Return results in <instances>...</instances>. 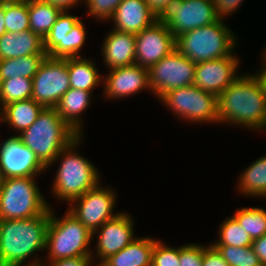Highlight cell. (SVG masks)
<instances>
[{"label":"cell","instance_id":"6da1fadb","mask_svg":"<svg viewBox=\"0 0 266 266\" xmlns=\"http://www.w3.org/2000/svg\"><path fill=\"white\" fill-rule=\"evenodd\" d=\"M218 123L266 129V95L254 74L240 76L217 96Z\"/></svg>","mask_w":266,"mask_h":266},{"label":"cell","instance_id":"7a4b0ae2","mask_svg":"<svg viewBox=\"0 0 266 266\" xmlns=\"http://www.w3.org/2000/svg\"><path fill=\"white\" fill-rule=\"evenodd\" d=\"M49 220L50 209L28 219H0V266H23L32 254L44 251Z\"/></svg>","mask_w":266,"mask_h":266},{"label":"cell","instance_id":"3957f363","mask_svg":"<svg viewBox=\"0 0 266 266\" xmlns=\"http://www.w3.org/2000/svg\"><path fill=\"white\" fill-rule=\"evenodd\" d=\"M81 139L82 135L74 139L60 151L51 164L60 158L61 163L52 185L53 195L60 200H66L69 204L100 184L101 177L93 163L75 151L83 141Z\"/></svg>","mask_w":266,"mask_h":266},{"label":"cell","instance_id":"277c9868","mask_svg":"<svg viewBox=\"0 0 266 266\" xmlns=\"http://www.w3.org/2000/svg\"><path fill=\"white\" fill-rule=\"evenodd\" d=\"M18 136L49 168L60 151L79 134L59 116L55 108H43L36 121Z\"/></svg>","mask_w":266,"mask_h":266},{"label":"cell","instance_id":"5b68a950","mask_svg":"<svg viewBox=\"0 0 266 266\" xmlns=\"http://www.w3.org/2000/svg\"><path fill=\"white\" fill-rule=\"evenodd\" d=\"M224 20L190 30L175 39L176 49L197 63L230 56L236 48L235 33Z\"/></svg>","mask_w":266,"mask_h":266},{"label":"cell","instance_id":"8992f818","mask_svg":"<svg viewBox=\"0 0 266 266\" xmlns=\"http://www.w3.org/2000/svg\"><path fill=\"white\" fill-rule=\"evenodd\" d=\"M92 239H96L93 238V233L68 210L62 218H57L52 207L50 208L45 246L48 261L93 257L94 251L90 247Z\"/></svg>","mask_w":266,"mask_h":266},{"label":"cell","instance_id":"52a82bcc","mask_svg":"<svg viewBox=\"0 0 266 266\" xmlns=\"http://www.w3.org/2000/svg\"><path fill=\"white\" fill-rule=\"evenodd\" d=\"M34 180L35 177L4 179L0 190V219H28L44 215L51 208Z\"/></svg>","mask_w":266,"mask_h":266},{"label":"cell","instance_id":"ba28073f","mask_svg":"<svg viewBox=\"0 0 266 266\" xmlns=\"http://www.w3.org/2000/svg\"><path fill=\"white\" fill-rule=\"evenodd\" d=\"M159 100L180 119L198 124L218 123L217 96L194 85L172 89Z\"/></svg>","mask_w":266,"mask_h":266},{"label":"cell","instance_id":"9c48e42d","mask_svg":"<svg viewBox=\"0 0 266 266\" xmlns=\"http://www.w3.org/2000/svg\"><path fill=\"white\" fill-rule=\"evenodd\" d=\"M213 0H171L157 16L174 38L218 21Z\"/></svg>","mask_w":266,"mask_h":266},{"label":"cell","instance_id":"30bf717a","mask_svg":"<svg viewBox=\"0 0 266 266\" xmlns=\"http://www.w3.org/2000/svg\"><path fill=\"white\" fill-rule=\"evenodd\" d=\"M31 98L44 108H55L70 89L67 58L46 56L32 79Z\"/></svg>","mask_w":266,"mask_h":266},{"label":"cell","instance_id":"8fae6325","mask_svg":"<svg viewBox=\"0 0 266 266\" xmlns=\"http://www.w3.org/2000/svg\"><path fill=\"white\" fill-rule=\"evenodd\" d=\"M195 67V62L174 49L148 69L151 92L160 98L172 89L193 85Z\"/></svg>","mask_w":266,"mask_h":266},{"label":"cell","instance_id":"7c38bea8","mask_svg":"<svg viewBox=\"0 0 266 266\" xmlns=\"http://www.w3.org/2000/svg\"><path fill=\"white\" fill-rule=\"evenodd\" d=\"M114 192L100 183L68 204V211L93 233L119 214L113 211L117 196Z\"/></svg>","mask_w":266,"mask_h":266},{"label":"cell","instance_id":"4fadbf2b","mask_svg":"<svg viewBox=\"0 0 266 266\" xmlns=\"http://www.w3.org/2000/svg\"><path fill=\"white\" fill-rule=\"evenodd\" d=\"M176 49L168 27L158 21L135 34V64L149 69Z\"/></svg>","mask_w":266,"mask_h":266},{"label":"cell","instance_id":"5bb4252c","mask_svg":"<svg viewBox=\"0 0 266 266\" xmlns=\"http://www.w3.org/2000/svg\"><path fill=\"white\" fill-rule=\"evenodd\" d=\"M1 144V143H0ZM0 169L4 179L36 177L47 168L18 135L8 137L0 145Z\"/></svg>","mask_w":266,"mask_h":266},{"label":"cell","instance_id":"9a60e30c","mask_svg":"<svg viewBox=\"0 0 266 266\" xmlns=\"http://www.w3.org/2000/svg\"><path fill=\"white\" fill-rule=\"evenodd\" d=\"M239 62L232 53L220 59L197 63L193 85L218 96L240 76L236 75Z\"/></svg>","mask_w":266,"mask_h":266},{"label":"cell","instance_id":"2e32d148","mask_svg":"<svg viewBox=\"0 0 266 266\" xmlns=\"http://www.w3.org/2000/svg\"><path fill=\"white\" fill-rule=\"evenodd\" d=\"M134 219L127 213L119 214L106 221L99 229L93 232V237H97L95 256L100 260L98 266L109 256L118 253L131 243L134 236Z\"/></svg>","mask_w":266,"mask_h":266},{"label":"cell","instance_id":"e0dca14e","mask_svg":"<svg viewBox=\"0 0 266 266\" xmlns=\"http://www.w3.org/2000/svg\"><path fill=\"white\" fill-rule=\"evenodd\" d=\"M103 82L105 98H125L145 88L151 93L148 69L137 64L110 69Z\"/></svg>","mask_w":266,"mask_h":266},{"label":"cell","instance_id":"ac0fdd59","mask_svg":"<svg viewBox=\"0 0 266 266\" xmlns=\"http://www.w3.org/2000/svg\"><path fill=\"white\" fill-rule=\"evenodd\" d=\"M114 30L137 34L157 21L145 0H122L110 18Z\"/></svg>","mask_w":266,"mask_h":266},{"label":"cell","instance_id":"d6986e66","mask_svg":"<svg viewBox=\"0 0 266 266\" xmlns=\"http://www.w3.org/2000/svg\"><path fill=\"white\" fill-rule=\"evenodd\" d=\"M104 62L110 69L135 64V34L111 30L101 48Z\"/></svg>","mask_w":266,"mask_h":266},{"label":"cell","instance_id":"ffe728a7","mask_svg":"<svg viewBox=\"0 0 266 266\" xmlns=\"http://www.w3.org/2000/svg\"><path fill=\"white\" fill-rule=\"evenodd\" d=\"M28 55H47L43 39L32 30L6 32L0 37V60Z\"/></svg>","mask_w":266,"mask_h":266},{"label":"cell","instance_id":"44dd1931","mask_svg":"<svg viewBox=\"0 0 266 266\" xmlns=\"http://www.w3.org/2000/svg\"><path fill=\"white\" fill-rule=\"evenodd\" d=\"M157 239L137 237L124 249L109 256L99 266H151Z\"/></svg>","mask_w":266,"mask_h":266},{"label":"cell","instance_id":"7402d4cb","mask_svg":"<svg viewBox=\"0 0 266 266\" xmlns=\"http://www.w3.org/2000/svg\"><path fill=\"white\" fill-rule=\"evenodd\" d=\"M92 93L70 88L60 99L55 109L59 116L79 135H82L81 116L90 105Z\"/></svg>","mask_w":266,"mask_h":266},{"label":"cell","instance_id":"603a6c76","mask_svg":"<svg viewBox=\"0 0 266 266\" xmlns=\"http://www.w3.org/2000/svg\"><path fill=\"white\" fill-rule=\"evenodd\" d=\"M44 107L32 98L12 102L0 109V122L8 123L15 131L21 134L29 128L37 119Z\"/></svg>","mask_w":266,"mask_h":266},{"label":"cell","instance_id":"cb8c5ba5","mask_svg":"<svg viewBox=\"0 0 266 266\" xmlns=\"http://www.w3.org/2000/svg\"><path fill=\"white\" fill-rule=\"evenodd\" d=\"M67 69L70 78V88L93 92L102 83V74L92 60L83 57H68Z\"/></svg>","mask_w":266,"mask_h":266},{"label":"cell","instance_id":"d4e9b609","mask_svg":"<svg viewBox=\"0 0 266 266\" xmlns=\"http://www.w3.org/2000/svg\"><path fill=\"white\" fill-rule=\"evenodd\" d=\"M238 187L243 195L266 197V155L260 157L245 169L238 179Z\"/></svg>","mask_w":266,"mask_h":266},{"label":"cell","instance_id":"484cf974","mask_svg":"<svg viewBox=\"0 0 266 266\" xmlns=\"http://www.w3.org/2000/svg\"><path fill=\"white\" fill-rule=\"evenodd\" d=\"M28 13L30 30L44 39L55 24L61 10L43 0H28Z\"/></svg>","mask_w":266,"mask_h":266},{"label":"cell","instance_id":"4316f807","mask_svg":"<svg viewBox=\"0 0 266 266\" xmlns=\"http://www.w3.org/2000/svg\"><path fill=\"white\" fill-rule=\"evenodd\" d=\"M47 55H28L0 60V81L26 77L33 79Z\"/></svg>","mask_w":266,"mask_h":266},{"label":"cell","instance_id":"83f0119b","mask_svg":"<svg viewBox=\"0 0 266 266\" xmlns=\"http://www.w3.org/2000/svg\"><path fill=\"white\" fill-rule=\"evenodd\" d=\"M86 34V29L80 19L63 38V43H58L47 56L52 58L80 57Z\"/></svg>","mask_w":266,"mask_h":266},{"label":"cell","instance_id":"f1b7e54d","mask_svg":"<svg viewBox=\"0 0 266 266\" xmlns=\"http://www.w3.org/2000/svg\"><path fill=\"white\" fill-rule=\"evenodd\" d=\"M252 240L266 234V210L260 207H243L232 215Z\"/></svg>","mask_w":266,"mask_h":266},{"label":"cell","instance_id":"f546056e","mask_svg":"<svg viewBox=\"0 0 266 266\" xmlns=\"http://www.w3.org/2000/svg\"><path fill=\"white\" fill-rule=\"evenodd\" d=\"M32 89V79L26 77L0 81L1 109L12 102L31 99Z\"/></svg>","mask_w":266,"mask_h":266},{"label":"cell","instance_id":"4dcf8cb0","mask_svg":"<svg viewBox=\"0 0 266 266\" xmlns=\"http://www.w3.org/2000/svg\"><path fill=\"white\" fill-rule=\"evenodd\" d=\"M253 240L245 229L230 216L226 218L219 228V240L212 245H229L234 247H252Z\"/></svg>","mask_w":266,"mask_h":266},{"label":"cell","instance_id":"1f68e13d","mask_svg":"<svg viewBox=\"0 0 266 266\" xmlns=\"http://www.w3.org/2000/svg\"><path fill=\"white\" fill-rule=\"evenodd\" d=\"M6 32H23L30 29L28 0L4 4Z\"/></svg>","mask_w":266,"mask_h":266},{"label":"cell","instance_id":"d6a6232c","mask_svg":"<svg viewBox=\"0 0 266 266\" xmlns=\"http://www.w3.org/2000/svg\"><path fill=\"white\" fill-rule=\"evenodd\" d=\"M79 20L78 16H72L68 11H61L55 24L43 39L45 52L48 54L58 43H63V38Z\"/></svg>","mask_w":266,"mask_h":266},{"label":"cell","instance_id":"836d02e7","mask_svg":"<svg viewBox=\"0 0 266 266\" xmlns=\"http://www.w3.org/2000/svg\"><path fill=\"white\" fill-rule=\"evenodd\" d=\"M229 266H262L252 247L213 245Z\"/></svg>","mask_w":266,"mask_h":266},{"label":"cell","instance_id":"e575fe53","mask_svg":"<svg viewBox=\"0 0 266 266\" xmlns=\"http://www.w3.org/2000/svg\"><path fill=\"white\" fill-rule=\"evenodd\" d=\"M151 266H180L179 247L172 248L157 240L152 253Z\"/></svg>","mask_w":266,"mask_h":266},{"label":"cell","instance_id":"d590c367","mask_svg":"<svg viewBox=\"0 0 266 266\" xmlns=\"http://www.w3.org/2000/svg\"><path fill=\"white\" fill-rule=\"evenodd\" d=\"M88 9V15L96 20H110L122 0H83Z\"/></svg>","mask_w":266,"mask_h":266},{"label":"cell","instance_id":"8d00e7d4","mask_svg":"<svg viewBox=\"0 0 266 266\" xmlns=\"http://www.w3.org/2000/svg\"><path fill=\"white\" fill-rule=\"evenodd\" d=\"M207 247L198 244H185L179 247L180 266H202L203 252Z\"/></svg>","mask_w":266,"mask_h":266},{"label":"cell","instance_id":"74e56055","mask_svg":"<svg viewBox=\"0 0 266 266\" xmlns=\"http://www.w3.org/2000/svg\"><path fill=\"white\" fill-rule=\"evenodd\" d=\"M93 257H75V258H66V259H59L56 261H50L49 265L47 266H91L93 265L94 261ZM39 258H35L31 262L27 263L25 266H46V264H42L44 262H40ZM94 266V265H93ZM98 266V265H95Z\"/></svg>","mask_w":266,"mask_h":266},{"label":"cell","instance_id":"f35d334b","mask_svg":"<svg viewBox=\"0 0 266 266\" xmlns=\"http://www.w3.org/2000/svg\"><path fill=\"white\" fill-rule=\"evenodd\" d=\"M244 0H213L215 14L219 20L230 16L235 10L239 9Z\"/></svg>","mask_w":266,"mask_h":266},{"label":"cell","instance_id":"ab89813d","mask_svg":"<svg viewBox=\"0 0 266 266\" xmlns=\"http://www.w3.org/2000/svg\"><path fill=\"white\" fill-rule=\"evenodd\" d=\"M202 266H229V264L218 250L212 244H209L203 252Z\"/></svg>","mask_w":266,"mask_h":266},{"label":"cell","instance_id":"60d3db41","mask_svg":"<svg viewBox=\"0 0 266 266\" xmlns=\"http://www.w3.org/2000/svg\"><path fill=\"white\" fill-rule=\"evenodd\" d=\"M252 248L258 256L260 263L262 265L266 264V234L260 238L254 239Z\"/></svg>","mask_w":266,"mask_h":266},{"label":"cell","instance_id":"b9f144b4","mask_svg":"<svg viewBox=\"0 0 266 266\" xmlns=\"http://www.w3.org/2000/svg\"><path fill=\"white\" fill-rule=\"evenodd\" d=\"M47 3H51L55 7L59 8L61 11H70L68 9H72V7L79 5V2L81 3V0H43Z\"/></svg>","mask_w":266,"mask_h":266},{"label":"cell","instance_id":"7bdbcfd3","mask_svg":"<svg viewBox=\"0 0 266 266\" xmlns=\"http://www.w3.org/2000/svg\"><path fill=\"white\" fill-rule=\"evenodd\" d=\"M150 10L158 16L171 0H145Z\"/></svg>","mask_w":266,"mask_h":266},{"label":"cell","instance_id":"ee69618b","mask_svg":"<svg viewBox=\"0 0 266 266\" xmlns=\"http://www.w3.org/2000/svg\"><path fill=\"white\" fill-rule=\"evenodd\" d=\"M262 56L265 61V62L263 61L262 64L265 65H263L264 66L262 67L263 69L259 71L260 73L257 72L254 75L258 78L259 82L261 83L264 94L266 95V56L264 54Z\"/></svg>","mask_w":266,"mask_h":266},{"label":"cell","instance_id":"f6af8a7d","mask_svg":"<svg viewBox=\"0 0 266 266\" xmlns=\"http://www.w3.org/2000/svg\"><path fill=\"white\" fill-rule=\"evenodd\" d=\"M6 33L5 17H4V4L0 3V37Z\"/></svg>","mask_w":266,"mask_h":266},{"label":"cell","instance_id":"bcb514c9","mask_svg":"<svg viewBox=\"0 0 266 266\" xmlns=\"http://www.w3.org/2000/svg\"><path fill=\"white\" fill-rule=\"evenodd\" d=\"M24 0H0L1 4H9V3H17V2H21Z\"/></svg>","mask_w":266,"mask_h":266},{"label":"cell","instance_id":"7dc6e473","mask_svg":"<svg viewBox=\"0 0 266 266\" xmlns=\"http://www.w3.org/2000/svg\"><path fill=\"white\" fill-rule=\"evenodd\" d=\"M3 181H4V177H3L2 171L0 169V190L2 188Z\"/></svg>","mask_w":266,"mask_h":266}]
</instances>
